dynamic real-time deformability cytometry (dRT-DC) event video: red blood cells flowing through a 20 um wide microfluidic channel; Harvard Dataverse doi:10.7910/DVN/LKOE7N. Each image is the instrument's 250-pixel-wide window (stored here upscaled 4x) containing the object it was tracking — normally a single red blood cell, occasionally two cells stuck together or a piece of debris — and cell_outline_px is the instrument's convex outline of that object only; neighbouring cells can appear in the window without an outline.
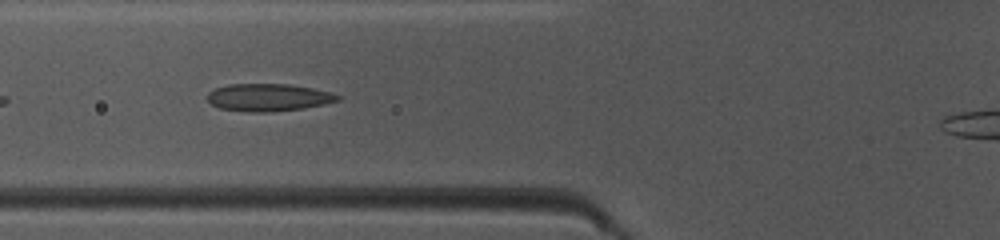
{"species": "common noctule bat (a hibernating species)", "species_latin": "Nyctalus noctula", "temperature_condition": "warm", "stored_images_in_passage": 30, "camera_frame_rate_fps": 3000, "um_per_image_px": 0.085, "animal": {"sex": "female", "body_mass_g": 10.0, "forearm_length_mm": 53.1}, "frame": {"image": 1, "passage_image": 5, "time_ms": 1.333, "image_size_px": [1000, 240], "cell_outline_px": [[340, 100], [324, 104], [304, 108], [268, 112], [248, 112], [220, 108], [212, 104], [208, 100], [208, 92], [216, 88], [228, 84], [288, 84], [312, 88], [328, 92], [340, 96]], "centroid_in_image_um": [22.8, 8.28], "position_along_channel_um": 103.0, "area_um2": 20.69}}
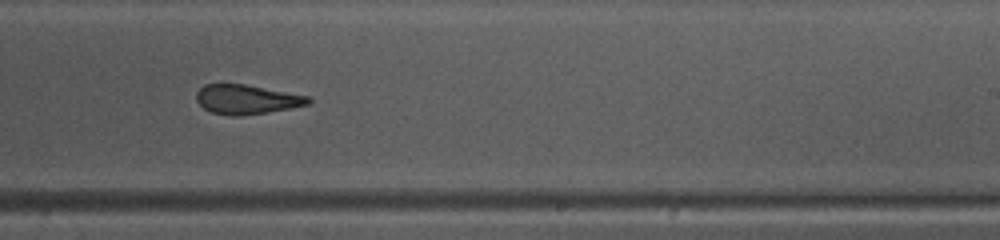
{"frame": {"image": 2, "passage_image": 17, "time_ms": 5.333, "image_size_px": [1000, 240], "cell_outline_px": [[312, 100], [308, 104], [268, 112], [240, 116], [232, 116], [212, 112], [204, 108], [196, 100], [196, 92], [204, 84], [244, 84], [308, 96]], "centroid_in_image_um": [20.93, 8.45], "position_along_channel_um": 268.1, "area_um2": 18.96}}
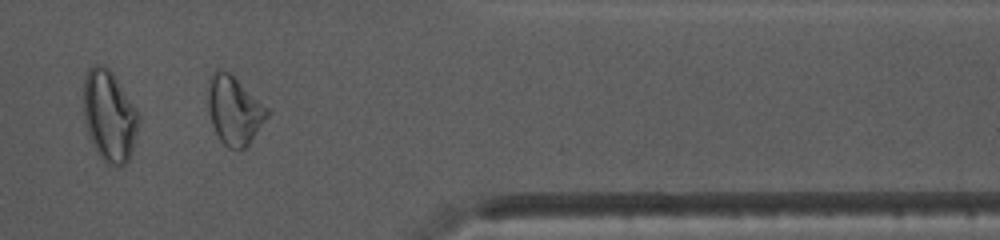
{"frame": {"image": 3, "passage_image": 27, "time_ms": 8.667, "image_size_px": [1000, 240], "cell_outline_px": [[268, 116], [248, 144], [244, 148], [228, 148], [220, 140], [212, 124], [208, 108], [208, 84], [212, 72], [216, 68], [220, 68], [228, 72], [268, 108]], "centroid_in_image_um": [19.88, 9.36], "position_along_channel_um": 391.5, "area_um2": 23.12}}